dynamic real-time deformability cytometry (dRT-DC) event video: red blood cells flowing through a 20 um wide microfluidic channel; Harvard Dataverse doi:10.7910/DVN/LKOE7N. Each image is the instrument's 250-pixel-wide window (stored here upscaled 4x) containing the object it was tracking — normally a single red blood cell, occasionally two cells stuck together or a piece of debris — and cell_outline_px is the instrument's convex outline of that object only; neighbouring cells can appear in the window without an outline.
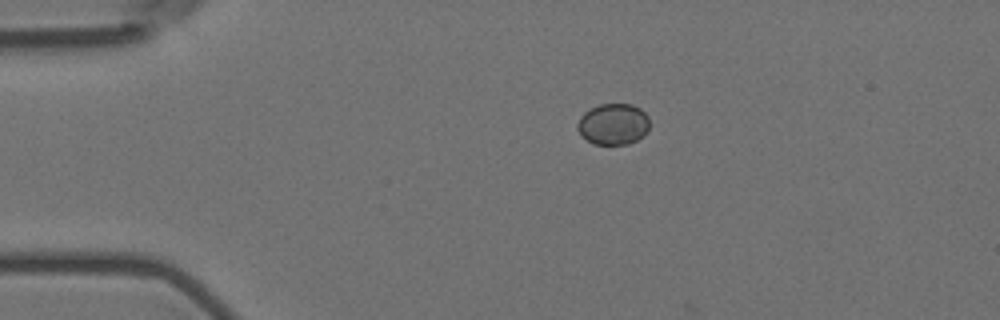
{"species": "Egyptian fruit bat (a non-hibernating species)", "species_latin": "Rousettus aegyptiacus", "temperature_condition": "room temperature", "stored_images_in_passage": 8, "camera_frame_rate_fps": 3000, "um_per_image_px": 0.085, "animal": {"sex": "female"}, "frame": {"image": 1, "passage_image": 4, "time_ms": 1.0, "image_size_px": [1000, 320], "cell_outline_px": [[648, 128], [636, 140], [628, 144], [596, 144], [580, 136], [576, 128], [576, 124], [580, 116], [584, 112], [600, 104], [632, 104], [640, 108], [648, 116]], "centroid_in_image_um": [52.08, 10.54], "position_along_channel_um": 32.9, "area_um2": 17.22}}
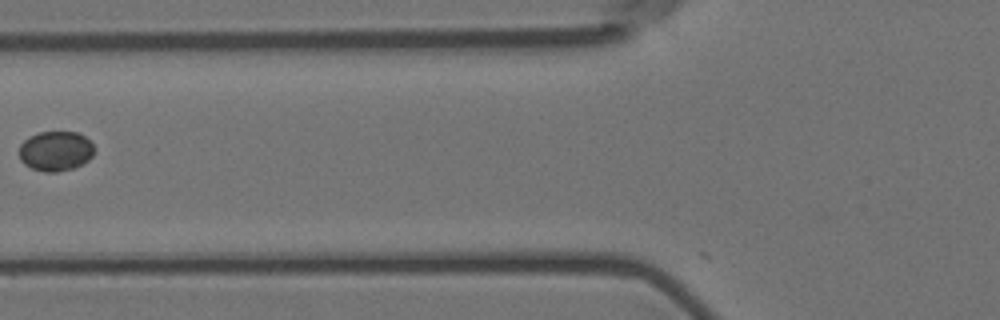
{"frame": {"image": 2, "passage_image": 7, "time_ms": 2.0, "image_size_px": [1000, 320], "cell_outline_px": [[92, 156], [88, 160], [72, 168], [56, 172], [44, 172], [32, 168], [24, 164], [20, 160], [20, 144], [28, 136], [40, 132], [76, 132], [84, 136], [92, 144]], "centroid_in_image_um": [4.68, 12.83], "position_along_channel_um": 121.1, "area_um2": 17.22}}
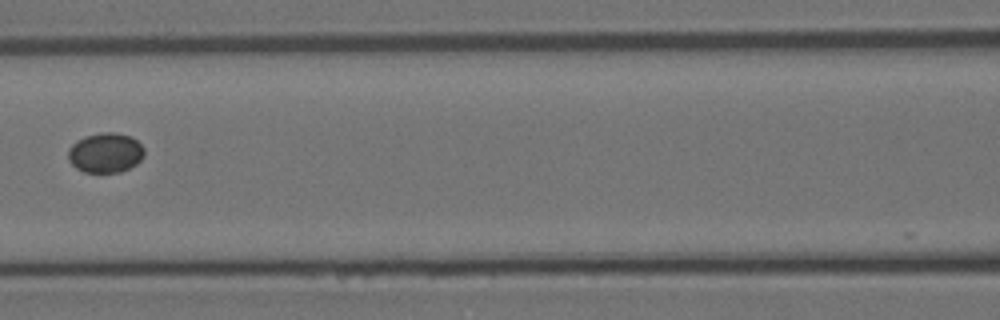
{"frame": {"image": 3, "passage_image": 8, "time_ms": 2.333, "image_size_px": [1000, 320], "cell_outline_px": [[144, 156], [136, 164], [120, 172], [84, 172], [76, 168], [68, 160], [68, 148], [76, 140], [84, 136], [104, 132], [112, 132], [132, 136], [144, 148]], "centroid_in_image_um": [8.95, 12.98], "position_along_channel_um": 157.7, "area_um2": 17.74}}